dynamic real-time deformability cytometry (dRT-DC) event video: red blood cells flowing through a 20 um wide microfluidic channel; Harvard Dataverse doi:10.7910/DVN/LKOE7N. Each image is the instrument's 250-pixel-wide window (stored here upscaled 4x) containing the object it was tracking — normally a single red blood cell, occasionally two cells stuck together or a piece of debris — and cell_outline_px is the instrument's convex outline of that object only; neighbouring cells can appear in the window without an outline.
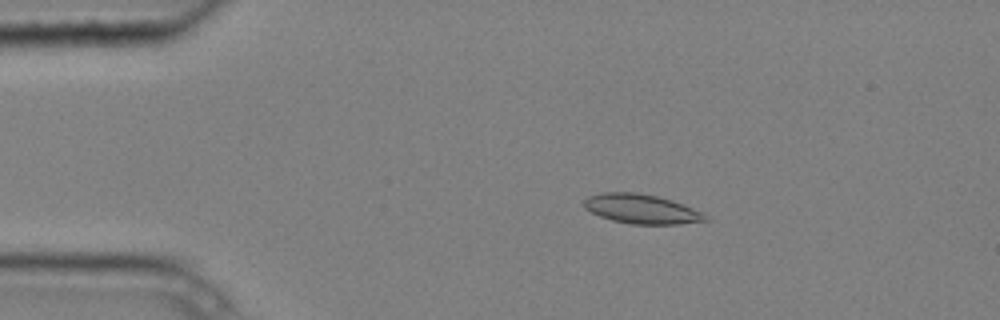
{"species": "common noctule bat (a hibernating species)", "species_latin": "Nyctalus noctula", "temperature_condition": "cold", "stored_images_in_passage": 2, "camera_frame_rate_fps": 3000, "um_per_image_px": 0.085, "animal": {"sex": "male", "body_mass_g": 20.4}, "frame": {"image": 1, "passage_image": 1, "time_ms": 0.0, "image_size_px": [1000, 320], "cell_outline_px": [[708, 220], [680, 224], [632, 224], [612, 220], [600, 216], [584, 208], [584, 200], [588, 196], [600, 192], [636, 192], [656, 196], [672, 200], [692, 208], [708, 216]], "centroid_in_image_um": [54.5, 17.75], "position_along_channel_um": 30.5, "area_um2": 20.69}}